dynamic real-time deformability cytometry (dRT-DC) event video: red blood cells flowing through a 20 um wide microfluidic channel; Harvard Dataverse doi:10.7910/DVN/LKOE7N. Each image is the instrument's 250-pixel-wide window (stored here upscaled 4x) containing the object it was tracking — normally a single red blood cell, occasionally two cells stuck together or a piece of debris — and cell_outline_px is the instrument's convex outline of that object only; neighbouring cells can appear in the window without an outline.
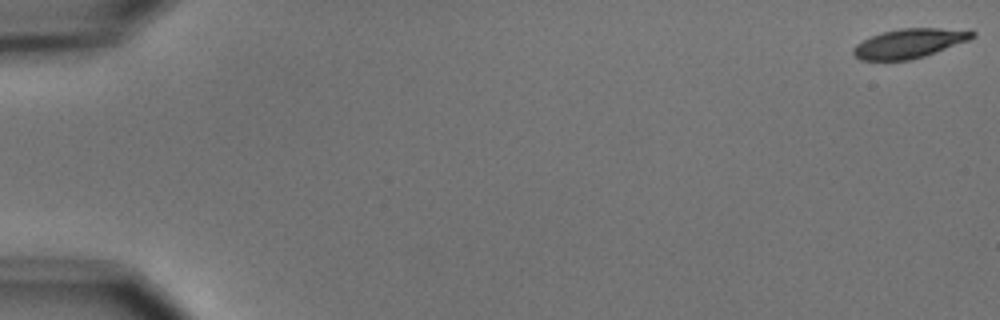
{"species": "common noctule bat (a hibernating species)", "species_latin": "Nyctalus noctula", "temperature_condition": "cold", "stored_images_in_passage": 9, "camera_frame_rate_fps": 3000, "um_per_image_px": 0.085, "animal": {"sex": "male", "body_mass_g": 15.6}, "frame": {"image": 1, "passage_image": 1, "time_ms": 0.0, "image_size_px": [1000, 320], "cell_outline_px": [[976, 36], [968, 40], [924, 56], [908, 60], [860, 60], [852, 52], [852, 48], [856, 44], [872, 36], [884, 32], [900, 28], [940, 28], [976, 32]], "centroid_in_image_um": [77.26, 3.69], "position_along_channel_um": 7.7, "area_um2": 19.94}}
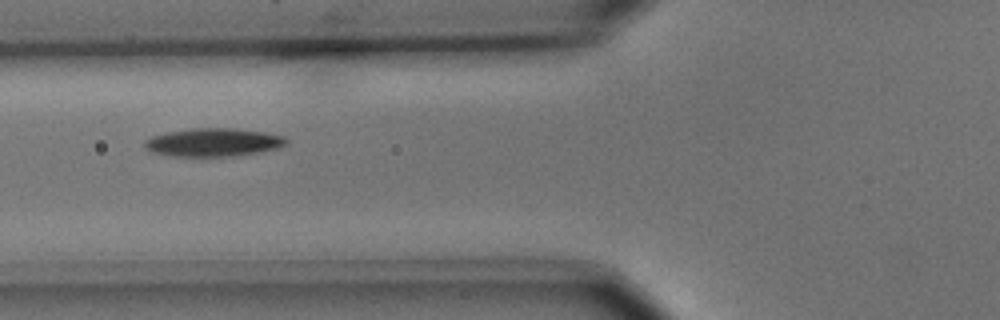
{"frame": {"image": 2, "passage_image": 7, "time_ms": 7.0, "image_size_px": [1000, 320], "cell_outline_px": [[288, 144], [280, 148], [260, 152], [232, 156], [172, 156], [152, 152], [144, 148], [144, 140], [152, 136], [168, 132], [192, 128], [236, 128], [264, 132], [284, 136], [288, 140]], "centroid_in_image_um": [18.16, 12.1], "position_along_channel_um": 107.6, "area_um2": 23.47}}
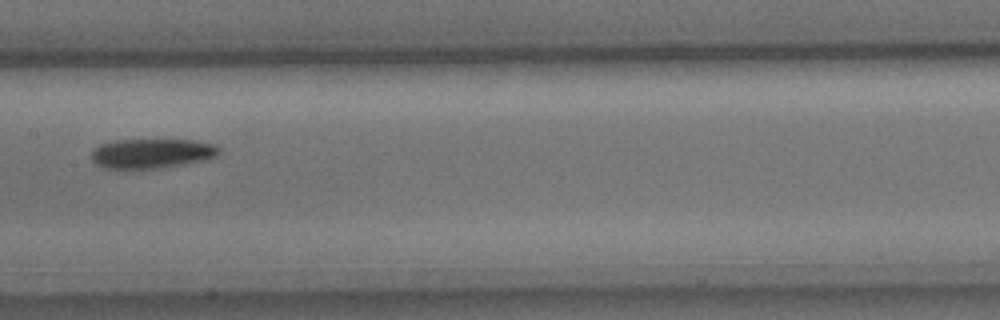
{"frame": {"image": 3, "passage_image": 9, "time_ms": 9.333, "image_size_px": [1000, 320], "cell_outline_px": [[220, 152], [216, 156], [204, 160], [156, 168], [104, 168], [96, 164], [92, 160], [92, 152], [100, 144], [116, 140], [192, 140], [212, 144], [220, 148]], "centroid_in_image_um": [12.89, 13.03], "position_along_channel_um": 194.5, "area_um2": 21.62}}